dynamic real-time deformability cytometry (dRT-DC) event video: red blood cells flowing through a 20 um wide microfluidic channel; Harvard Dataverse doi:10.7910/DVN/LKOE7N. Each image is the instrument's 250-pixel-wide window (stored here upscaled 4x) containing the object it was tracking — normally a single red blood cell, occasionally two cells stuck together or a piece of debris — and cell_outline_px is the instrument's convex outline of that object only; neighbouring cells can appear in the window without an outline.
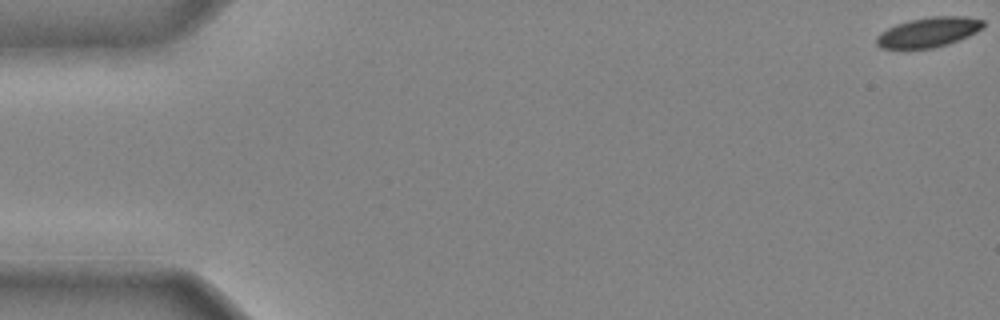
{"species": "common noctule bat (a hibernating species)", "species_latin": "Nyctalus noctula", "temperature_condition": "cold", "stored_images_in_passage": 8, "camera_frame_rate_fps": 3000, "um_per_image_px": 0.085, "animal": {"sex": "male", "body_mass_g": 20.4}, "frame": {"image": 1, "passage_image": 1, "time_ms": 0.0, "image_size_px": [1000, 320], "cell_outline_px": [[984, 28], [968, 36], [948, 44], [932, 48], [880, 48], [876, 44], [876, 36], [880, 32], [896, 24], [912, 20], [932, 16], [964, 16], [984, 20]], "centroid_in_image_um": [78.93, 2.73], "position_along_channel_um": 6.1, "area_um2": 18.5}}